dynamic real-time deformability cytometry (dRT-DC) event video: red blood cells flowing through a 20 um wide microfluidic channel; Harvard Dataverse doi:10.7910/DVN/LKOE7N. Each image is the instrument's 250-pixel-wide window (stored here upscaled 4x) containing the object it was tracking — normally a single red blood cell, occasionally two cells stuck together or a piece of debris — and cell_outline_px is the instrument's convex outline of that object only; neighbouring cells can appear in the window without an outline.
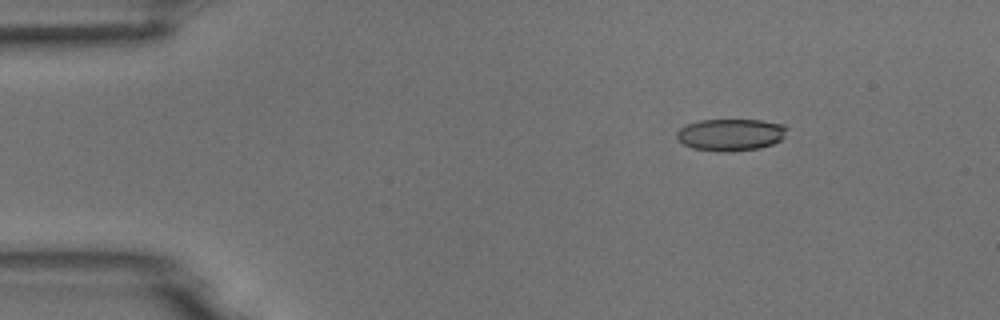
{"species": "common noctule bat (a hibernating species)", "species_latin": "Nyctalus noctula", "temperature_condition": "room temperature", "stored_images_in_passage": 5, "camera_frame_rate_fps": 3000, "um_per_image_px": 0.085, "animal": {"sex": "male", "body_mass_g": 18.8}, "frame": {"image": 1, "passage_image": 3, "time_ms": 0.667, "image_size_px": [1000, 320], "cell_outline_px": [[788, 128], [784, 136], [780, 140], [772, 144], [760, 148], [732, 152], [716, 152], [692, 148], [684, 144], [676, 136], [676, 132], [680, 128], [688, 124], [700, 120], [760, 120], [784, 124]], "centroid_in_image_um": [62.12, 11.46], "position_along_channel_um": 22.9, "area_um2": 20.69}}